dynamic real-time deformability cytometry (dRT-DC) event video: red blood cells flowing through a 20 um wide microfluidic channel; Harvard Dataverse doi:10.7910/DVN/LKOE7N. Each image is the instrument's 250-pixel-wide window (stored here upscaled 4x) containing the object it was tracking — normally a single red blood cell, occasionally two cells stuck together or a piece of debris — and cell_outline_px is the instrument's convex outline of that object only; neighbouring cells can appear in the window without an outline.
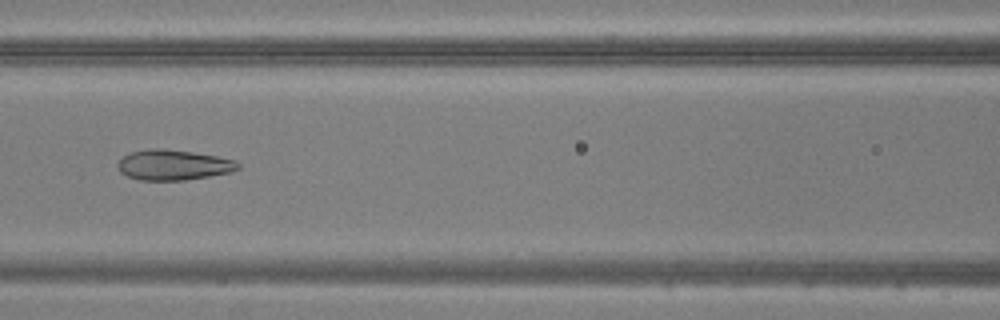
{"species": "common noctule bat (a hibernating species)", "species_latin": "Nyctalus noctula", "temperature_condition": "warm", "stored_images_in_passage": 49, "camera_frame_rate_fps": 3000, "um_per_image_px": 0.085, "animal": {"sex": "male", "body_mass_g": 20.5, "forearm_length_mm": 52.5}, "frame": {"image": 1, "passage_image": 22, "time_ms": 7.0, "image_size_px": [1000, 320], "cell_outline_px": [[240, 168], [232, 172], [184, 180], [140, 180], [128, 176], [120, 172], [116, 164], [124, 156], [132, 152], [152, 148], [160, 148], [192, 152], [216, 156], [236, 160], [240, 164]], "centroid_in_image_um": [14.75, 14.02], "position_along_channel_um": 151.8, "area_um2": 21.15}}
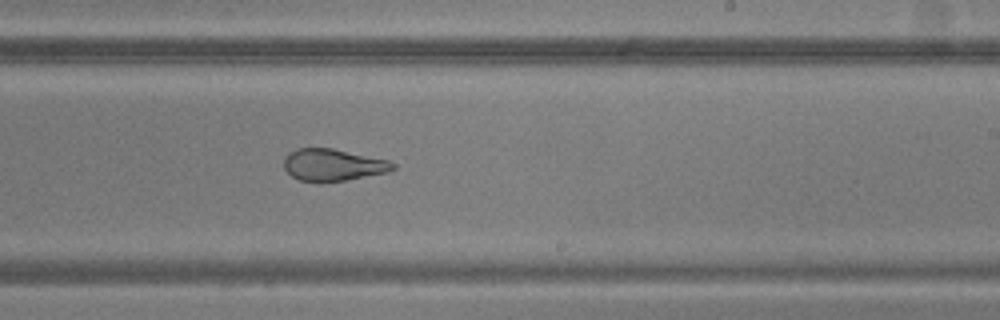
{"frame": {"image": 2, "passage_image": 30, "time_ms": 9.667, "image_size_px": [1000, 320], "cell_outline_px": [[396, 168], [388, 172], [344, 180], [300, 180], [292, 176], [284, 168], [284, 156], [288, 152], [296, 148], [332, 148], [388, 160], [396, 164]], "centroid_in_image_um": [28.3, 13.98], "position_along_channel_um": 260.7, "area_um2": 19.94}}
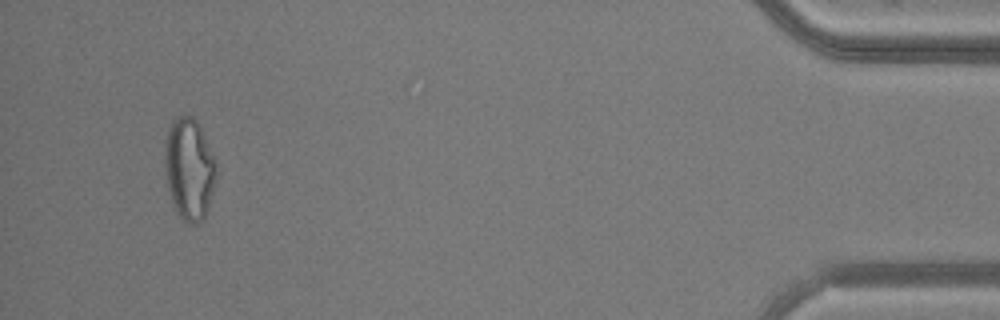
{"frame": {"image": 3, "passage_image": 47, "time_ms": 15.333, "image_size_px": [1000, 320], "cell_outline_px": [[216, 176], [208, 208], [204, 220], [196, 224], [188, 224], [176, 212], [172, 204], [168, 188], [164, 164], [164, 148], [168, 128], [172, 120], [176, 116], [192, 116], [200, 124], [216, 160]], "centroid_in_image_um": [16.08, 14.35], "position_along_channel_um": 419.1, "area_um2": 30.98}}